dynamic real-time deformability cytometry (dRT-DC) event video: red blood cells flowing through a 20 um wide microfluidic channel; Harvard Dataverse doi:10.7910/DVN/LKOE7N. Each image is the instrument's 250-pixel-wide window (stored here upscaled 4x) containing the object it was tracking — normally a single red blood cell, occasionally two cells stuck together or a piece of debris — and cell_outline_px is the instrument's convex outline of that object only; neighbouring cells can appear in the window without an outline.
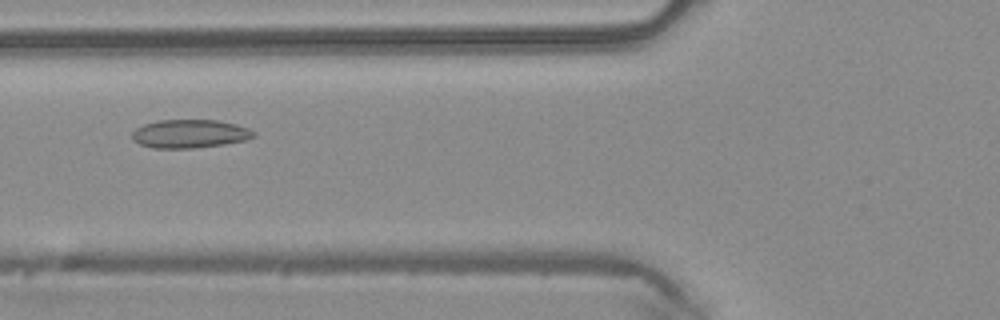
{"species": "common noctule bat (a hibernating species)", "species_latin": "Nyctalus noctula", "temperature_condition": "warm", "stored_images_in_passage": 49, "camera_frame_rate_fps": 3000, "um_per_image_px": 0.085, "animal": {"sex": "male", "body_mass_g": 20.4}, "frame": {"image": 1, "passage_image": 19, "time_ms": 6.0, "image_size_px": [1000, 320], "cell_outline_px": [[256, 136], [248, 140], [224, 144], [196, 148], [152, 148], [140, 144], [132, 136], [132, 132], [136, 128], [144, 124], [160, 120], [216, 120], [236, 124], [248, 128], [256, 132]], "centroid_in_image_um": [16.18, 11.37], "position_along_channel_um": 109.6, "area_um2": 20.17}}
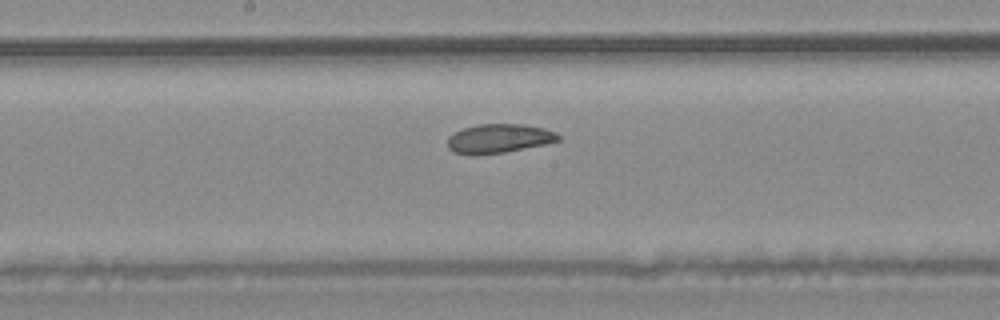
{"frame": {"image": 2, "passage_image": 26, "time_ms": 8.333, "image_size_px": [1000, 320], "cell_outline_px": [[560, 140], [544, 144], [504, 152], [452, 152], [448, 148], [448, 136], [464, 128], [480, 124], [520, 124], [544, 128], [556, 132], [560, 136]], "centroid_in_image_um": [42.46, 11.73], "position_along_channel_um": 205.7, "area_um2": 17.98}}
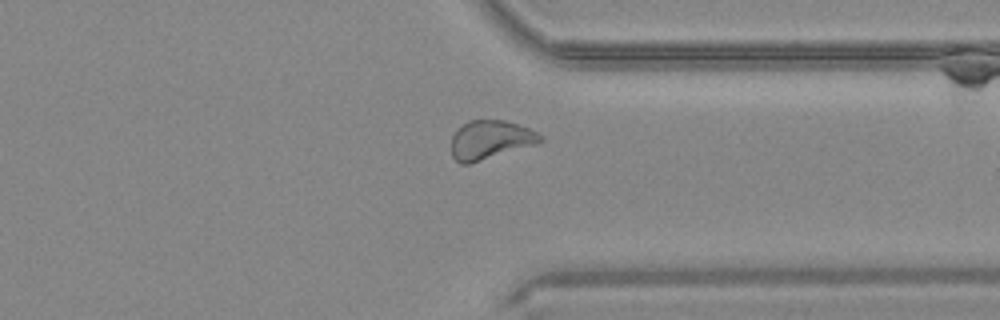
{"frame": {"image": 3, "passage_image": 38, "time_ms": 12.333, "image_size_px": [1000, 320], "cell_outline_px": [[544, 140], [536, 144], [468, 164], [460, 164], [452, 156], [452, 136], [456, 128], [468, 120], [504, 120], [520, 124], [544, 136]], "centroid_in_image_um": [41.67, 11.87], "position_along_channel_um": 369.7, "area_um2": 20.17}, "authors_computed_cell_mechanics": {"area_um2": 20.7502, "velocity_mm_per_s": 4.1029, "shape_relaxation_time_tau1_ms": null, "shape_relaxation_time_tau2_ms": 1.6701, "deformation_change_tau1": null, "deformation_change_tau2": 0.0646}}